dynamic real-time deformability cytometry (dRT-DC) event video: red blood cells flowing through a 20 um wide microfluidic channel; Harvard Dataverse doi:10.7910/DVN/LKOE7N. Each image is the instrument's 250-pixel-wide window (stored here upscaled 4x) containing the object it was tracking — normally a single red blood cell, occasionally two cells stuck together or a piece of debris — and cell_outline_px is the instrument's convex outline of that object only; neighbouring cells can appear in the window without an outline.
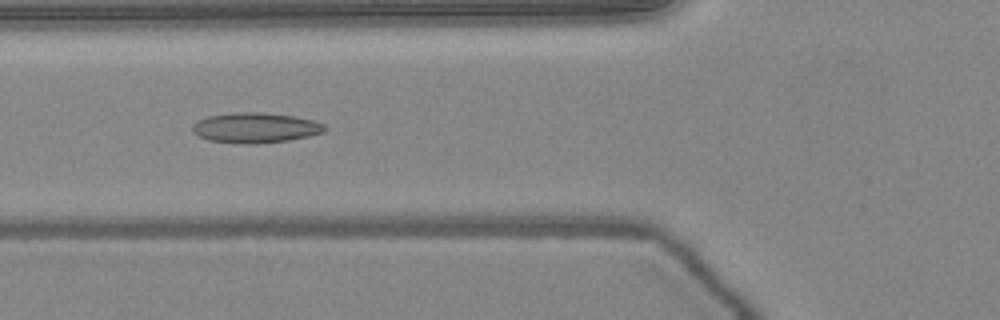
{"species": "common noctule bat (a hibernating species)", "species_latin": "Nyctalus noctula", "temperature_condition": "warm", "stored_images_in_passage": 51, "camera_frame_rate_fps": 3000, "um_per_image_px": 0.085, "animal": {"sex": "female", "body_mass_g": 24.6, "forearm_length_mm": 56.2}, "frame": {"image": 1, "passage_image": 18, "time_ms": 5.667, "image_size_px": [1000, 320], "cell_outline_px": [[328, 128], [324, 132], [308, 136], [288, 140], [256, 144], [244, 144], [208, 140], [192, 132], [192, 124], [208, 116], [232, 112], [260, 112], [292, 116], [312, 120], [324, 124]], "centroid_in_image_um": [21.7, 10.86], "position_along_channel_um": 104.1, "area_um2": 23.24}}
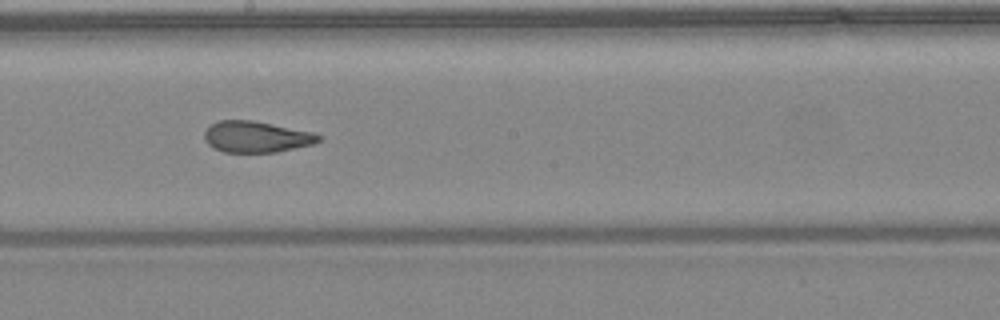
{"frame": {"image": 2, "passage_image": 27, "time_ms": 8.667, "image_size_px": [1000, 320], "cell_outline_px": [[320, 140], [312, 144], [276, 152], [224, 152], [212, 148], [204, 140], [204, 132], [212, 124], [220, 120], [252, 120], [312, 132], [320, 136]], "centroid_in_image_um": [21.74, 11.63], "position_along_channel_um": 226.5, "area_um2": 20.58}}
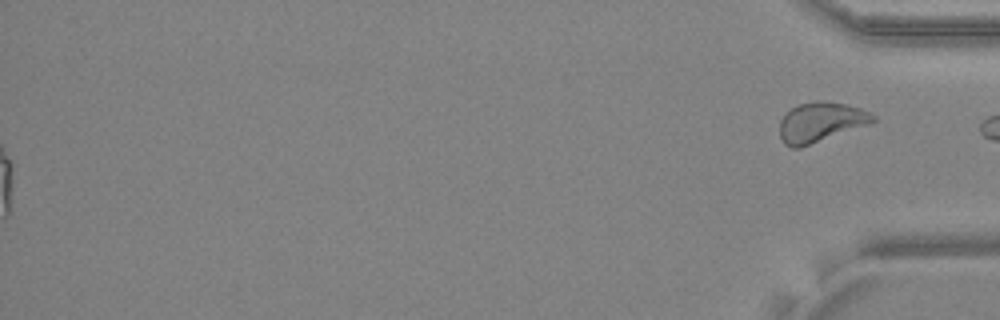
{"frame": {"image": 3, "passage_image": 51, "time_ms": 16.667, "image_size_px": [1000, 320], "cell_outline_px": [[876, 120], [868, 124], [800, 148], [792, 148], [784, 144], [780, 136], [780, 120], [784, 112], [796, 104], [816, 100], [824, 100], [848, 104], [860, 108], [876, 116]], "centroid_in_image_um": [69.71, 10.36], "position_along_channel_um": 365.5, "area_um2": 21.85}, "authors_computed_cell_mechanics": {"area_um2": 22.3108, "velocity_mm_per_s": 4.0667, "shape_relaxation_time_tau1_ms": null, "shape_relaxation_time_tau2_ms": 1.6198, "deformation_change_tau1": null, "deformation_change_tau2": 0.0928}}